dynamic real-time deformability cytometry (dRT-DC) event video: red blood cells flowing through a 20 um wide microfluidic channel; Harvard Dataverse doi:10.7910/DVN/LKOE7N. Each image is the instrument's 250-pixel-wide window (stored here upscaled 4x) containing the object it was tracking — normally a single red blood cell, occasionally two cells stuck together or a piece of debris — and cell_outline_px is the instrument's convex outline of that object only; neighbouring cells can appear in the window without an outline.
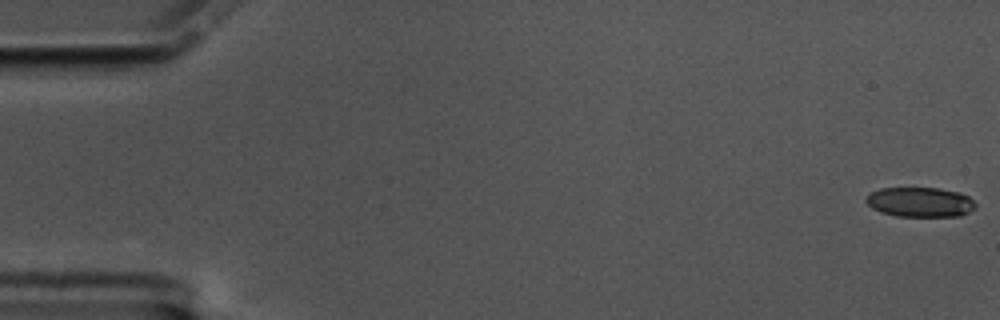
{"species": "common noctule bat (a hibernating species)", "species_latin": "Nyctalus noctula", "temperature_condition": "cold", "stored_images_in_passage": 59, "camera_frame_rate_fps": 3000, "um_per_image_px": 0.085, "animal": {"sex": "male", "body_mass_g": 17.5, "forearm_length_mm": 52.3}, "frame": {"image": 1, "passage_image": 1, "time_ms": 0.0, "image_size_px": [1000, 320], "cell_outline_px": [[976, 208], [960, 216], [896, 216], [880, 212], [872, 208], [864, 200], [872, 192], [880, 188], [940, 188], [960, 192], [968, 196], [976, 204]], "centroid_in_image_um": [78.22, 17.18], "position_along_channel_um": 6.8, "area_um2": 19.02}}
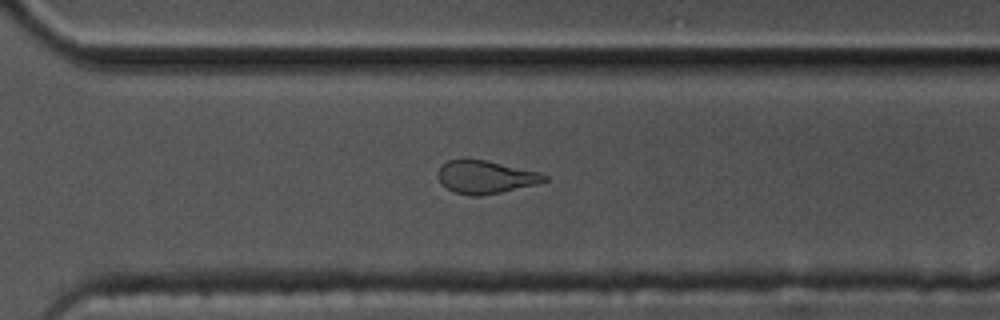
{"frame": {"image": 2, "passage_image": 42, "time_ms": 13.667, "image_size_px": [1000, 320], "cell_outline_px": [[548, 180], [536, 184], [500, 192], [480, 196], [472, 196], [456, 192], [448, 188], [440, 180], [436, 172], [440, 164], [448, 160], [484, 160], [540, 172], [548, 176]], "centroid_in_image_um": [41.27, 15.04], "position_along_channel_um": 329.3, "area_um2": 20.11}}
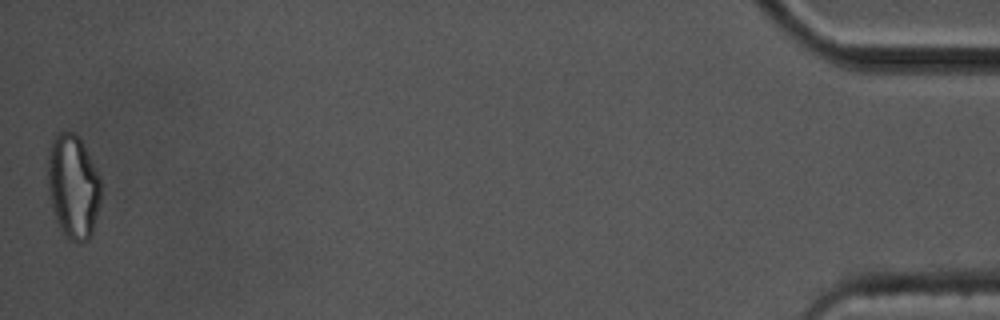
{"frame": {"image": 3, "passage_image": 59, "time_ms": 19.333, "image_size_px": [1000, 320], "cell_outline_px": [[100, 204], [92, 232], [88, 240], [80, 244], [64, 236], [56, 220], [52, 208], [48, 188], [48, 156], [52, 140], [56, 132], [72, 132], [80, 136], [100, 176]], "centroid_in_image_um": [6.22, 15.85], "position_along_channel_um": 429.0, "area_um2": 32.48}, "authors_computed_cell_mechanics": {"area_um2": 21.2704, "velocity_mm_per_s": 3.4146, "shape_relaxation_time_tau1_ms": null, "shape_relaxation_time_tau2_ms": 2.462, "deformation_change_tau1": null, "deformation_change_tau2": 0.0904}}